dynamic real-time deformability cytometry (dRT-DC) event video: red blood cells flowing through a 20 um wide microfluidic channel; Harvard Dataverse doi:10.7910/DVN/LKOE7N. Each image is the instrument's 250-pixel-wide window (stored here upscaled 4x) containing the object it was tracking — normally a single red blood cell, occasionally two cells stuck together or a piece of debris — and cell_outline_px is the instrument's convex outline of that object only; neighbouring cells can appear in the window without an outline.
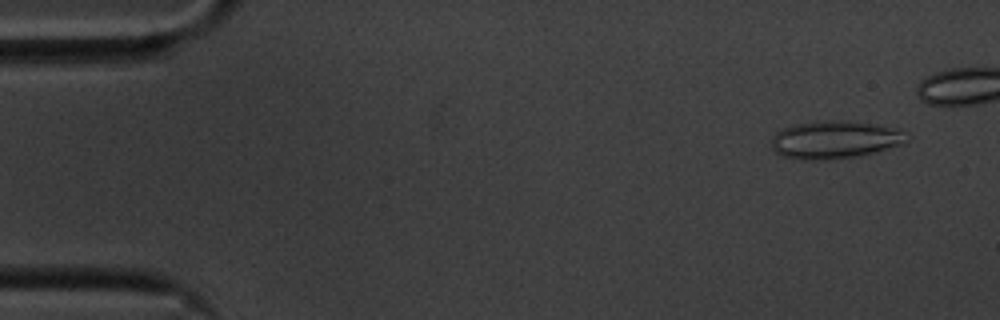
{"species": "common noctule bat (a hibernating species)", "species_latin": "Nyctalus noctula", "temperature_condition": "cold", "stored_images_in_passage": 49, "segment_of_instrument_passage": [1, 2], "camera_frame_rate_fps": 3000, "um_per_image_px": 0.085, "animal": {"sex": "male", "body_mass_g": 20.1, "forearm_length_mm": 53.5}, "frame": {"image": 1, "passage_image": 4, "time_ms": 1.0, "image_size_px": [1000, 320], "cell_outline_px": [[912, 136], [908, 140], [900, 144], [876, 152], [860, 156], [828, 160], [800, 160], [784, 156], [776, 152], [772, 148], [772, 136], [776, 132], [784, 128], [796, 124], [828, 120], [840, 120], [872, 124], [900, 128]], "centroid_in_image_um": [71.01, 11.88], "position_along_channel_um": 14.0, "area_um2": 30.0}}
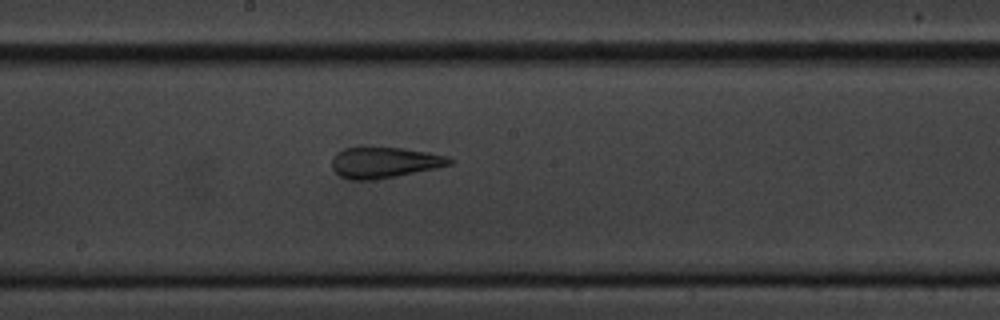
{"frame": {"image": 2, "passage_image": 30, "time_ms": 9.667, "image_size_px": [1000, 320], "cell_outline_px": [[452, 164], [436, 168], [396, 176], [372, 180], [348, 180], [340, 176], [332, 168], [332, 160], [336, 152], [344, 148], [360, 144], [404, 148], [428, 152], [448, 156], [452, 160]], "centroid_in_image_um": [32.61, 13.77], "position_along_channel_um": 215.6, "area_um2": 21.91}}
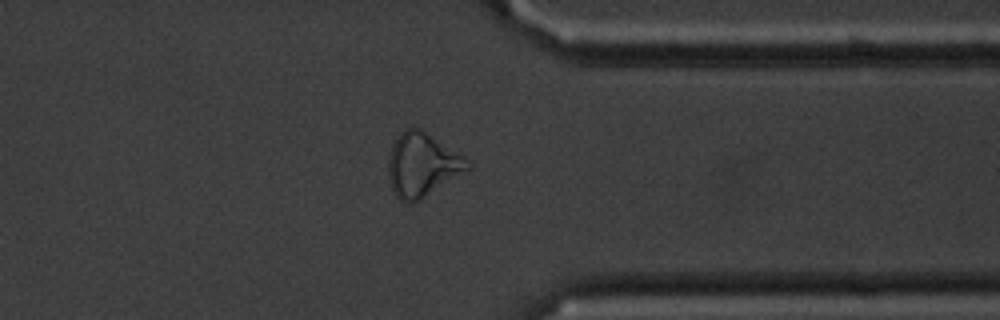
{"frame": {"image": 3, "passage_image": 44, "time_ms": 14.333, "image_size_px": [1000, 320], "cell_outline_px": [[472, 168], [420, 200], [408, 204], [400, 200], [396, 196], [392, 188], [388, 176], [388, 160], [392, 148], [400, 132], [404, 128], [420, 128], [464, 156], [472, 164]], "centroid_in_image_um": [35.9, 14.03], "position_along_channel_um": 375.5, "area_um2": 29.36}}